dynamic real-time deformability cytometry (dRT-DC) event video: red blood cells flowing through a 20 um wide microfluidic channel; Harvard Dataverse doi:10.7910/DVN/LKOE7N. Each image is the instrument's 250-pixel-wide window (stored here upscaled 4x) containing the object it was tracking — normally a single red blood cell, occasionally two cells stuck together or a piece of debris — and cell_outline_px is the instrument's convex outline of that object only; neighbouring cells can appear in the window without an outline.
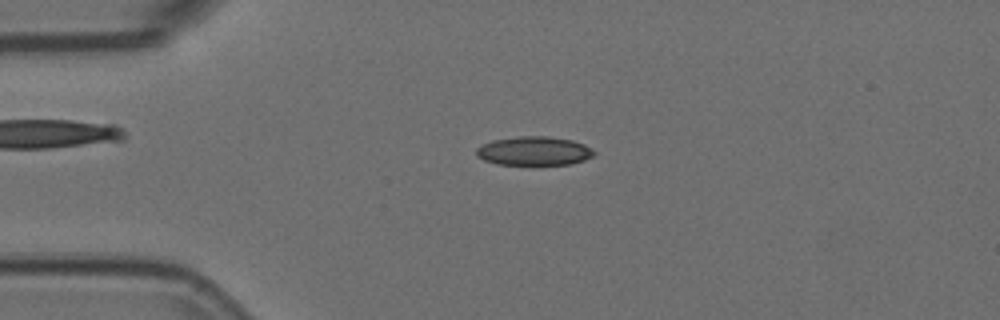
{"species": "Egyptian fruit bat (a non-hibernating species)", "species_latin": "Rousettus aegyptiacus", "temperature_condition": "room temperature", "stored_images_in_passage": 43, "camera_frame_rate_fps": 3000, "um_per_image_px": 0.085, "animal": {"sex": "female"}, "frame": {"image": 1, "passage_image": 1, "time_ms": 0.0, "image_size_px": [1000, 320], "cell_outline_px": [[596, 152], [592, 156], [584, 160], [568, 164], [496, 164], [484, 160], [476, 156], [476, 148], [492, 140], [520, 136], [548, 136], [572, 140], [584, 144], [592, 148]], "centroid_in_image_um": [45.39, 12.82], "position_along_channel_um": 39.6, "area_um2": 19.71}}
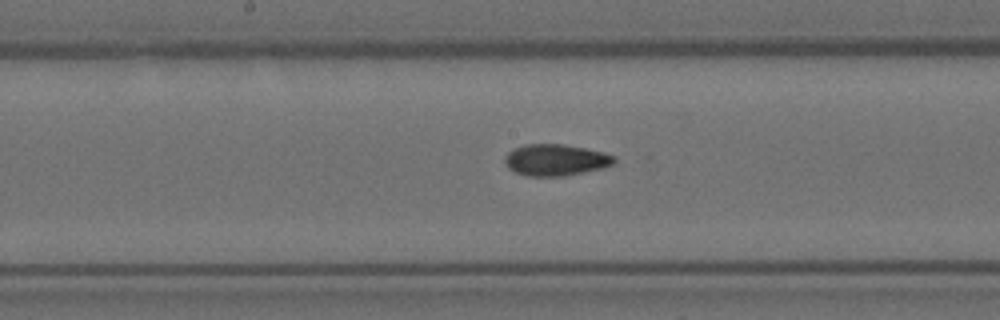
{"frame": {"image": 2, "passage_image": 16, "time_ms": 5.0, "image_size_px": [1000, 320], "cell_outline_px": [[616, 160], [612, 164], [600, 168], [564, 176], [528, 176], [516, 172], [508, 168], [504, 164], [504, 156], [508, 152], [524, 144], [564, 144], [604, 152], [616, 156]], "centroid_in_image_um": [47.2, 13.59], "position_along_channel_um": 201.0, "area_um2": 20.0}}
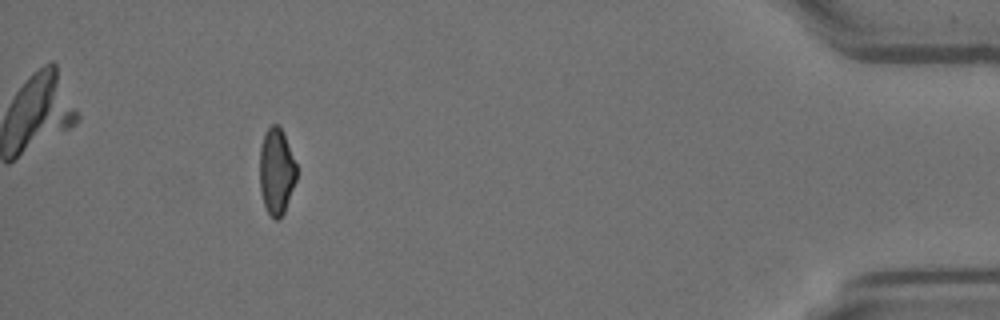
{"frame": {"image": 3, "passage_image": 38, "time_ms": 12.333, "image_size_px": [1000, 320], "cell_outline_px": [[296, 180], [284, 212], [276, 220], [268, 212], [264, 204], [260, 192], [260, 148], [264, 132], [272, 124], [276, 124], [284, 132], [296, 164]], "centroid_in_image_um": [23.49, 14.53], "position_along_channel_um": 411.7, "area_um2": 18.44}, "authors_computed_cell_mechanics": {"area_um2": 19.7098, "velocity_mm_per_s": 3.7286, "shape_relaxation_time_tau1_ms": 11.3934, "shape_relaxation_time_tau2_ms": 3.8935, "deformation_change_tau1": 0.2152, "deformation_change_tau2": 0.0822}}